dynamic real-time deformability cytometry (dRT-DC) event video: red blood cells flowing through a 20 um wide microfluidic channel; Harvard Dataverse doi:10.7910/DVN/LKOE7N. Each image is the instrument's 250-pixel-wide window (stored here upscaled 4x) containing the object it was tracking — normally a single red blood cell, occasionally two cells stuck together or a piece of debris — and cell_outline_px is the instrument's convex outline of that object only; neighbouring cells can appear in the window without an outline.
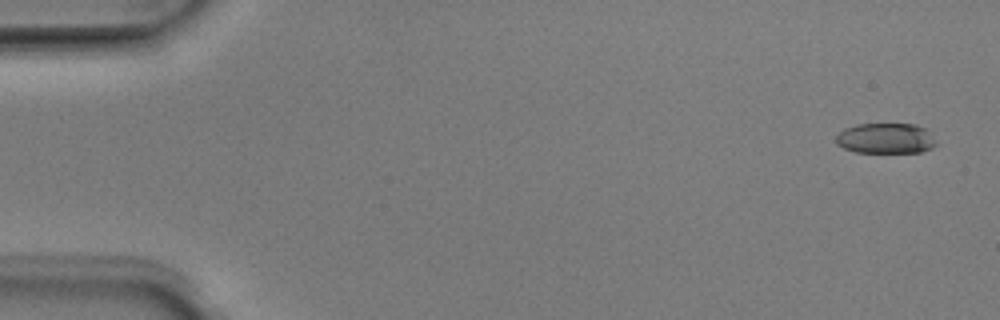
{"species": "Egyptian fruit bat (a non-hibernating species)", "species_latin": "Rousettus aegyptiacus", "temperature_condition": "room temperature", "stored_images_in_passage": 50, "camera_frame_rate_fps": 3000, "um_per_image_px": 0.085, "animal": {"sex": "male"}, "frame": {"image": 1, "passage_image": 1, "time_ms": 0.0, "image_size_px": [1000, 320], "cell_outline_px": [[936, 144], [932, 148], [920, 152], [856, 152], [844, 148], [836, 144], [836, 136], [844, 128], [856, 124], [916, 124], [924, 128], [936, 140]], "centroid_in_image_um": [75.27, 11.76], "position_along_channel_um": 9.7, "area_um2": 17.74}}
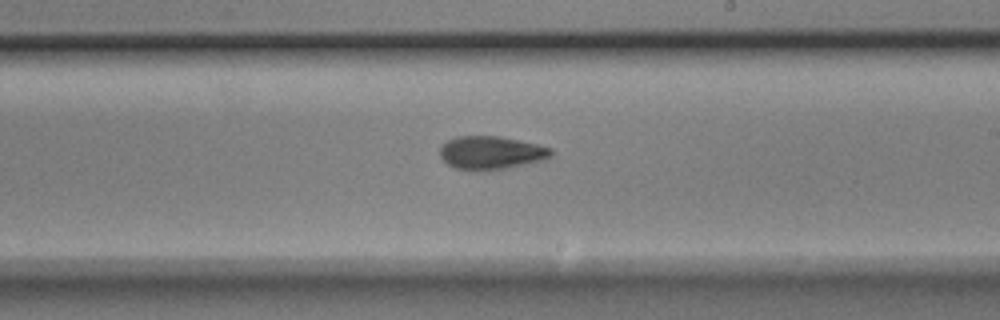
{"frame": {"image": 2, "passage_image": 29, "time_ms": 9.333, "image_size_px": [1000, 320], "cell_outline_px": [[552, 156], [544, 160], [504, 168], [476, 172], [456, 168], [448, 164], [440, 156], [440, 144], [456, 136], [500, 136], [536, 144], [552, 148]], "centroid_in_image_um": [41.71, 12.98], "position_along_channel_um": 247.3, "area_um2": 21.62}}
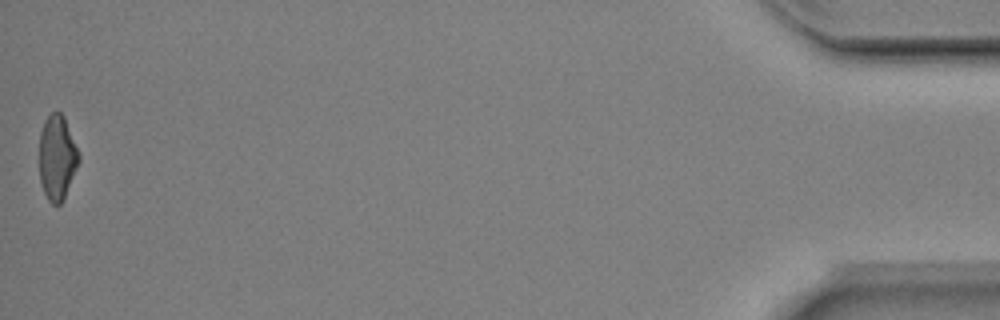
{"frame": {"image": 3, "passage_image": 50, "time_ms": 16.333, "image_size_px": [1000, 320], "cell_outline_px": [[80, 160], [64, 196], [60, 204], [52, 204], [48, 200], [44, 192], [40, 180], [40, 132], [44, 120], [52, 112], [60, 112], [64, 116], [80, 152]], "centroid_in_image_um": [4.86, 13.35], "position_along_channel_um": 430.3, "area_um2": 19.42}, "authors_computed_cell_mechanics": {"area_um2": 20.6346, "velocity_mm_per_s": 3.9896, "shape_relaxation_time_tau1_ms": 3.8449, "shape_relaxation_time_tau2_ms": 4.1591, "deformation_change_tau1": 0.1802, "deformation_change_tau2": 0.1198}}